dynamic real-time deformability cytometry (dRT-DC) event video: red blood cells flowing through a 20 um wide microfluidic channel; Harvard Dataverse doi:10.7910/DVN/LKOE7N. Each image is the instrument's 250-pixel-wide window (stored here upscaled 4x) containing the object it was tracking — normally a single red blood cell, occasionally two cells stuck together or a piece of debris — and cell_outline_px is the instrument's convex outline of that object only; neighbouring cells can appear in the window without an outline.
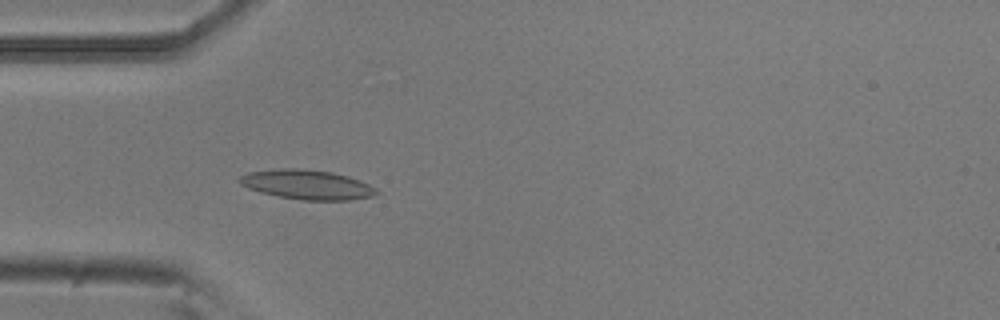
{"species": "common noctule bat (a hibernating species)", "species_latin": "Nyctalus noctula", "temperature_condition": "room temperature", "stored_images_in_passage": 43, "camera_frame_rate_fps": 3000, "um_per_image_px": 0.085, "animal": {"sex": "male", "body_mass_g": 20.5, "forearm_length_mm": 52.5}, "frame": {"image": 1, "passage_image": 6, "time_ms": 1.667, "image_size_px": [1000, 320], "cell_outline_px": [[380, 192], [372, 196], [348, 200], [300, 200], [276, 196], [260, 192], [248, 188], [240, 184], [236, 180], [240, 176], [248, 172], [280, 168], [296, 168], [332, 172], [348, 176], [360, 180], [376, 188]], "centroid_in_image_um": [26.07, 15.69], "position_along_channel_um": 58.9, "area_um2": 23.7}}
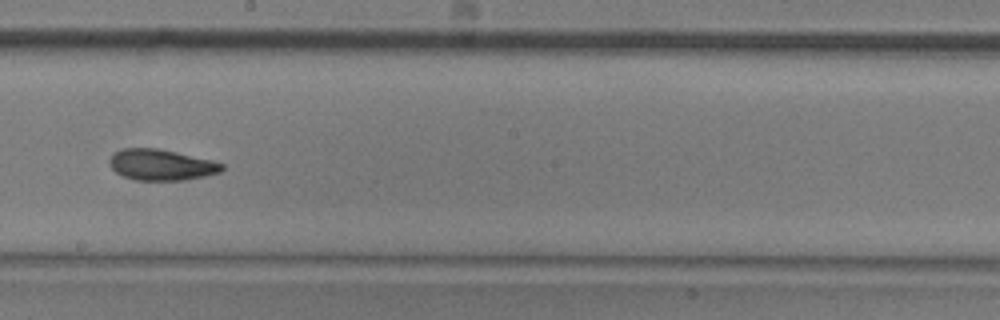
{"frame": {"image": 2, "passage_image": 20, "time_ms": 6.333, "image_size_px": [1000, 320], "cell_outline_px": [[224, 168], [220, 172], [204, 176], [184, 180], [132, 180], [116, 172], [108, 164], [108, 160], [120, 148], [156, 148], [176, 152], [212, 160], [224, 164]], "centroid_in_image_um": [13.69, 14.01], "position_along_channel_um": 234.5, "area_um2": 20.29}}
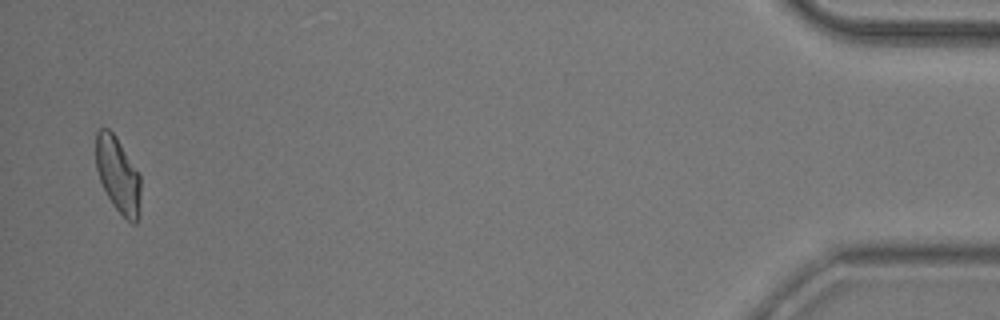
{"frame": {"image": 3, "passage_image": 42, "time_ms": 13.667, "image_size_px": [1000, 320], "cell_outline_px": [[140, 196], [136, 224], [132, 224], [112, 204], [100, 180], [96, 168], [96, 132], [100, 128], [108, 128], [116, 136], [140, 176]], "centroid_in_image_um": [10.01, 14.83], "position_along_channel_um": 425.2, "area_um2": 19.31}, "authors_computed_cell_mechanics": {"area_um2": 20.4612, "velocity_mm_per_s": 3.7989, "shape_relaxation_time_tau1_ms": 9.5279, "shape_relaxation_time_tau2_ms": 3.1414, "deformation_change_tau1": 0.2062, "deformation_change_tau2": 0.0867}}